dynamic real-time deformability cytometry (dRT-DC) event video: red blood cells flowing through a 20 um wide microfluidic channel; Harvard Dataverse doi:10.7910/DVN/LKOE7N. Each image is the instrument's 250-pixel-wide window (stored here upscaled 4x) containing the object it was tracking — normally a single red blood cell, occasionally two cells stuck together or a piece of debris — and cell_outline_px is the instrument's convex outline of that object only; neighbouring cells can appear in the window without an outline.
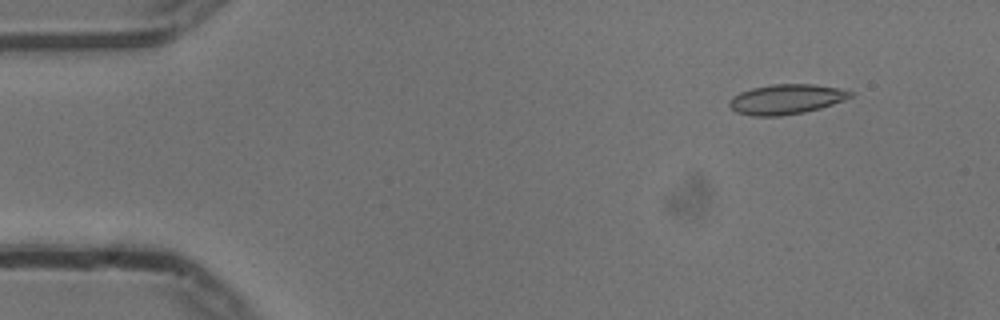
{"species": "common noctule bat (a hibernating species)", "species_latin": "Nyctalus noctula", "temperature_condition": "cold", "stored_images_in_passage": 55, "camera_frame_rate_fps": 3000, "um_per_image_px": 0.085, "animal": {"sex": "male", "body_mass_g": 13.3}, "frame": {"image": 1, "passage_image": 6, "time_ms": 1.667, "image_size_px": [1000, 320], "cell_outline_px": [[852, 96], [844, 100], [820, 108], [804, 112], [780, 116], [752, 116], [736, 112], [728, 104], [728, 100], [732, 96], [740, 92], [752, 88], [772, 84], [812, 84], [836, 88], [852, 92]], "centroid_in_image_um": [66.77, 8.44], "position_along_channel_um": 18.2, "area_um2": 20.98}}
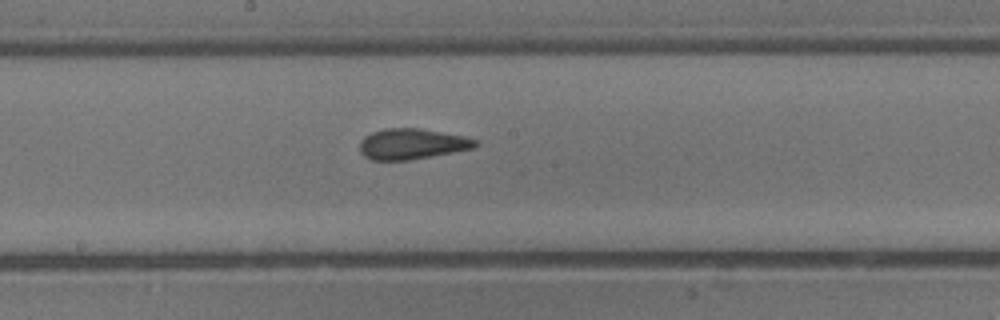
{"frame": {"image": 2, "passage_image": 29, "time_ms": 9.333, "image_size_px": [1000, 320], "cell_outline_px": [[480, 144], [476, 148], [408, 160], [372, 160], [364, 156], [360, 152], [360, 140], [364, 136], [372, 132], [384, 128], [420, 128], [464, 136], [476, 140]], "centroid_in_image_um": [35.01, 12.23], "position_along_channel_um": 213.2, "area_um2": 20.75}}
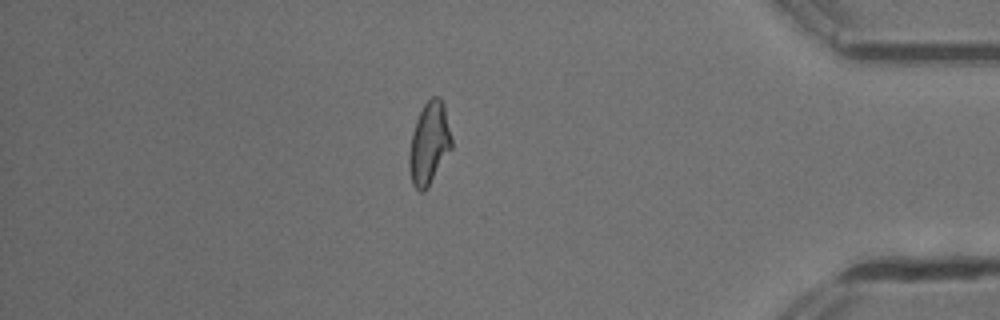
{"frame": {"image": 3, "passage_image": 47, "time_ms": 15.333, "image_size_px": [1000, 320], "cell_outline_px": [[452, 148], [428, 188], [424, 192], [420, 192], [412, 184], [408, 168], [408, 156], [412, 132], [416, 120], [424, 104], [432, 96], [440, 96], [444, 104], [452, 140]], "centroid_in_image_um": [36.47, 12.21], "position_along_channel_um": 398.7, "area_um2": 20.58}, "authors_computed_cell_mechanics": {"area_um2": 20.3456, "velocity_mm_per_s": 3.7501, "shape_relaxation_time_tau1_ms": 6.7514, "shape_relaxation_time_tau2_ms": 1.3489, "deformation_change_tau1": 0.1879, "deformation_change_tau2": 0.0951}}